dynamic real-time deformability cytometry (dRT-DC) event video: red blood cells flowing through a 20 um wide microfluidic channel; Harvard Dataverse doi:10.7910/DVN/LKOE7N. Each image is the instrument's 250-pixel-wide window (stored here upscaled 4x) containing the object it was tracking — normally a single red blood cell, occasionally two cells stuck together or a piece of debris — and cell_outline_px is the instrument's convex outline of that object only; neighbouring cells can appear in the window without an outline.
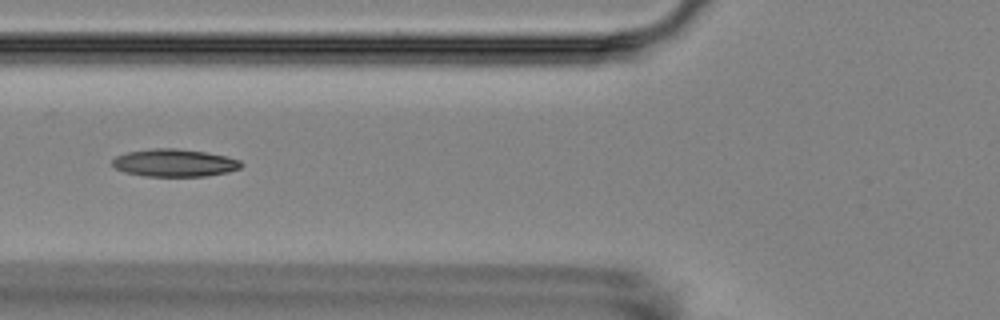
{"species": "Egyptian fruit bat (a non-hibernating species)", "species_latin": "Rousettus aegyptiacus", "temperature_condition": "room temperature", "stored_images_in_passage": 11, "camera_frame_rate_fps": 3000, "um_per_image_px": 0.085, "animal": {"sex": "female"}, "frame": {"image": 1, "passage_image": 2, "time_ms": 1.0, "image_size_px": [1000, 320], "cell_outline_px": [[244, 164], [240, 168], [228, 172], [208, 176], [144, 176], [124, 172], [116, 168], [112, 164], [112, 160], [116, 156], [128, 152], [152, 148], [176, 148], [204, 152], [224, 156], [240, 160]], "centroid_in_image_um": [14.83, 13.85], "position_along_channel_um": 111.0, "area_um2": 20.69}}
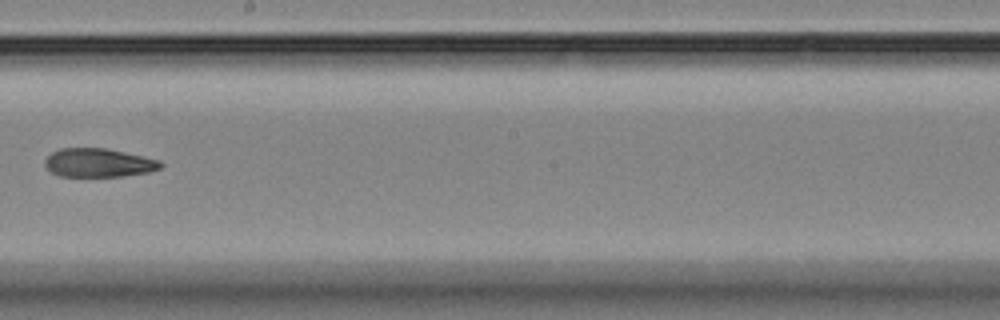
{"frame": {"image": 2, "passage_image": 5, "time_ms": 4.667, "image_size_px": [1000, 320], "cell_outline_px": [[164, 164], [160, 168], [148, 172], [124, 176], [60, 176], [52, 172], [44, 164], [44, 160], [52, 152], [60, 148], [104, 148], [124, 152], [160, 160]], "centroid_in_image_um": [8.38, 13.83], "position_along_channel_um": 239.8, "area_um2": 19.19}}
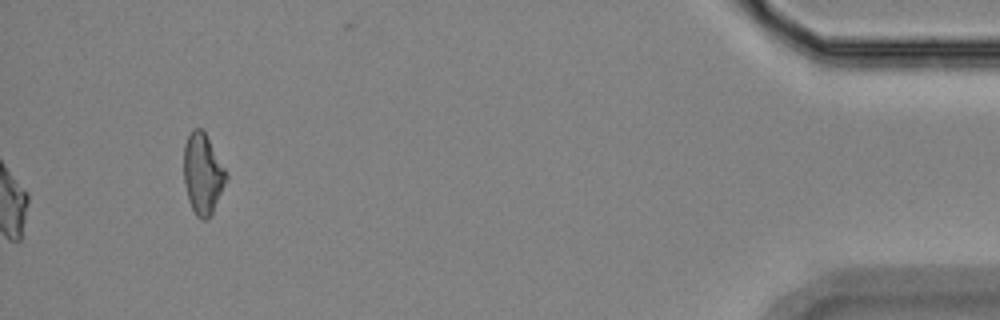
{"frame": {"image": 3, "passage_image": 11, "time_ms": 11.667, "image_size_px": [1000, 320], "cell_outline_px": [[228, 180], [208, 220], [200, 220], [196, 216], [188, 200], [184, 180], [184, 144], [192, 128], [200, 128], [204, 132], [228, 172]], "centroid_in_image_um": [17.25, 14.79], "position_along_channel_um": 418.0, "area_um2": 20.06}}